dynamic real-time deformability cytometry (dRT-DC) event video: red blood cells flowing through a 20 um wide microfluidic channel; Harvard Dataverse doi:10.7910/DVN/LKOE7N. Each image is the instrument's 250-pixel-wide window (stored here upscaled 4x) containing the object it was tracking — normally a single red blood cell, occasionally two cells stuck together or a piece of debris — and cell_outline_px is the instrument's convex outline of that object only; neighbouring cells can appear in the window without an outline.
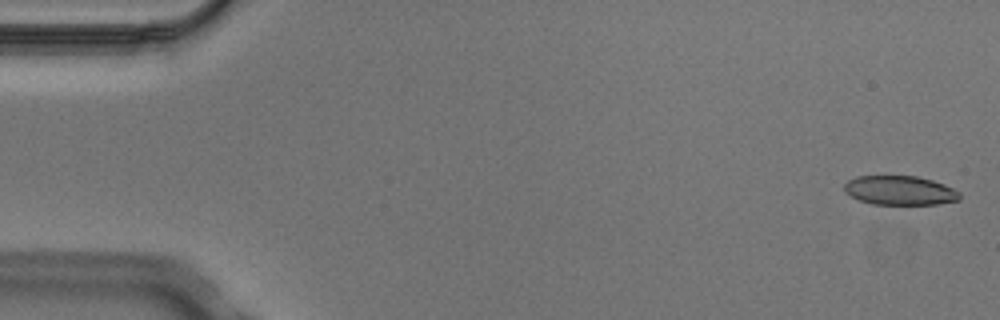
{"species": "Egyptian fruit bat (a non-hibernating species)", "species_latin": "Rousettus aegyptiacus", "temperature_condition": "cold", "stored_images_in_passage": 5, "camera_frame_rate_fps": 3000, "um_per_image_px": 0.085, "animal": {"sex": "male"}, "frame": {"image": 1, "passage_image": 1, "time_ms": 0.0, "image_size_px": [1000, 320], "cell_outline_px": [[960, 200], [936, 204], [872, 204], [860, 200], [844, 192], [844, 184], [848, 180], [856, 176], [916, 176], [932, 180], [944, 184], [960, 192]], "centroid_in_image_um": [76.48, 16.18], "position_along_channel_um": 8.5, "area_um2": 19.59}}
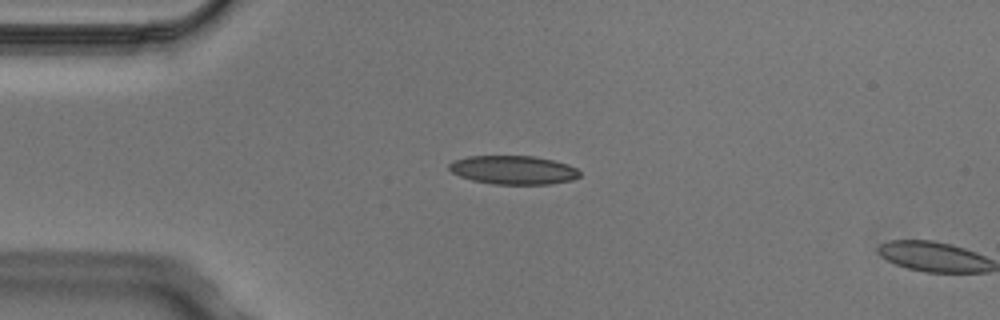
{"frame": {"image": 2, "passage_image": 4, "time_ms": 1.0, "image_size_px": [1000, 320], "cell_outline_px": [[580, 176], [572, 180], [548, 184], [492, 184], [472, 180], [460, 176], [452, 172], [448, 168], [448, 164], [452, 160], [468, 156], [536, 156], [568, 164], [576, 168], [580, 172]], "centroid_in_image_um": [43.62, 14.44], "position_along_channel_um": 41.4, "area_um2": 21.91}}